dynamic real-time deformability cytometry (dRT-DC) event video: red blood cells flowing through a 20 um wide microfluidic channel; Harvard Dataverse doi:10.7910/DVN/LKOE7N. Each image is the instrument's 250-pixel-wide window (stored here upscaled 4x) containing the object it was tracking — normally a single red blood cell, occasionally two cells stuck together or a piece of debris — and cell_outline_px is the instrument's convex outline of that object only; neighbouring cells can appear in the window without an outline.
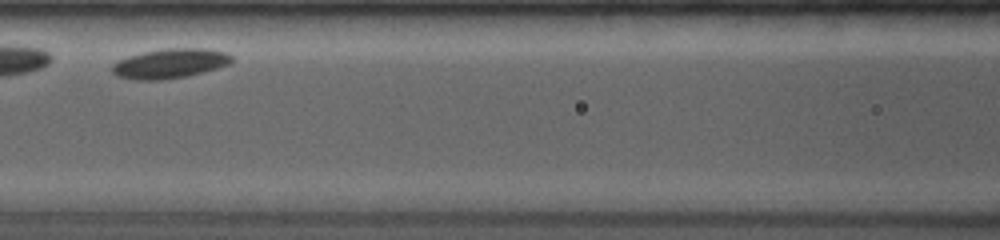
{"species": "common noctule bat (a hibernating species)", "species_latin": "Nyctalus noctula", "temperature_condition": "room temperature", "stored_images_in_passage": 9, "camera_frame_rate_fps": 4000, "um_per_image_px": 0.085, "animal": {"sex": "female", "body_mass_g": 19.0, "forearm_length_mm": 53.3}, "frame": {"image": 1, "passage_image": 7, "time_ms": 2.5, "image_size_px": [1000, 240], "cell_outline_px": [[232, 64], [184, 76], [160, 80], [136, 80], [116, 76], [112, 72], [112, 64], [116, 60], [128, 56], [144, 52], [164, 48], [204, 48], [228, 52], [232, 56]], "centroid_in_image_um": [14.43, 5.38], "position_along_channel_um": 152.2, "area_um2": 20.69}}